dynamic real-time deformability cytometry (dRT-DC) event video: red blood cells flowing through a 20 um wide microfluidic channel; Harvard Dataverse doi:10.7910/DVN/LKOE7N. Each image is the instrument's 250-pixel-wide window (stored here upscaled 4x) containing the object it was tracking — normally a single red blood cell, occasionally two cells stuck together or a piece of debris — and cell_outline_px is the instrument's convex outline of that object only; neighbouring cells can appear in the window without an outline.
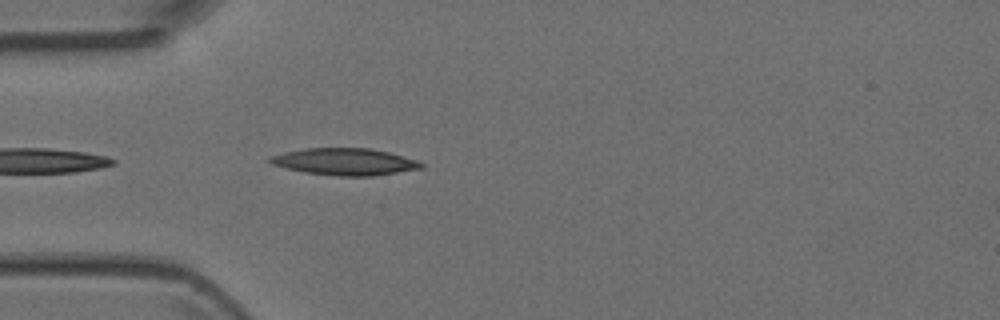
{"species": "Egyptian fruit bat (a non-hibernating species)", "species_latin": "Rousettus aegyptiacus", "temperature_condition": "room temperature", "stored_images_in_passage": 5, "camera_frame_rate_fps": 3000, "um_per_image_px": 0.085, "animal": {"sex": "female"}, "frame": {"image": 1, "passage_image": 5, "time_ms": 1.333, "image_size_px": [1000, 320], "cell_outline_px": [[424, 168], [372, 176], [336, 176], [304, 172], [272, 164], [268, 160], [268, 156], [284, 152], [304, 148], [368, 148], [388, 152], [420, 160], [424, 164]], "centroid_in_image_um": [29.33, 13.74], "position_along_channel_um": 55.7, "area_um2": 23.81}}